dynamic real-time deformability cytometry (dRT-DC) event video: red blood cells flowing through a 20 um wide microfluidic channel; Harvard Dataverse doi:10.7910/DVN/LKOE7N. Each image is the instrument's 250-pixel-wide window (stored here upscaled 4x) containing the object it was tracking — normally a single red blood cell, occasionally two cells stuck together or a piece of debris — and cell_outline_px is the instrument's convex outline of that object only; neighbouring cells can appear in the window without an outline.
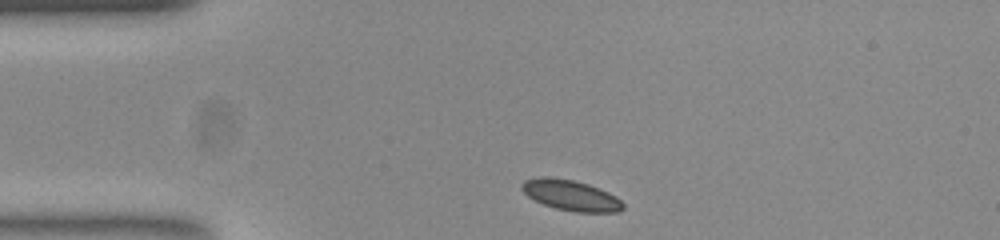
{"species": "common noctule bat (a hibernating species)", "species_latin": "Nyctalus noctula", "temperature_condition": "room temperature", "stored_images_in_passage": 35, "camera_frame_rate_fps": 3000, "um_per_image_px": 0.085, "animal": {"sex": "female", "body_mass_g": 23.0, "forearm_length_mm": 53.4}, "frame": {"image": 1, "passage_image": 1, "time_ms": 0.0, "image_size_px": [1000, 240], "cell_outline_px": [[624, 208], [616, 212], [576, 212], [556, 208], [544, 204], [528, 196], [520, 188], [520, 184], [524, 180], [544, 176], [548, 176], [572, 180], [588, 184], [608, 192], [616, 196], [624, 204]], "centroid_in_image_um": [48.51, 16.59], "position_along_channel_um": 36.5, "area_um2": 17.92}}
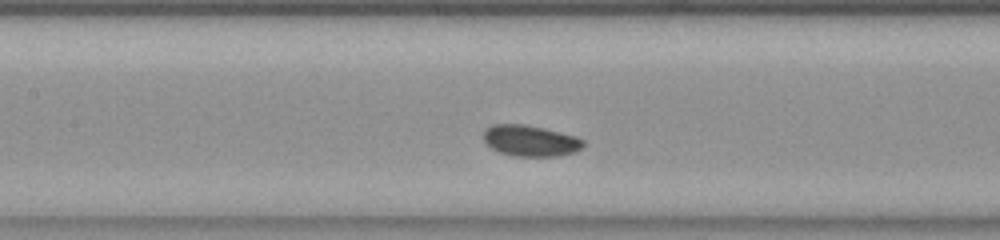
{"frame": {"image": 2, "passage_image": 14, "time_ms": 4.333, "image_size_px": [1000, 240], "cell_outline_px": [[584, 148], [576, 152], [556, 156], [516, 156], [500, 152], [492, 148], [484, 140], [484, 128], [492, 124], [524, 124], [544, 128], [576, 136], [584, 140]], "centroid_in_image_um": [45.11, 11.95], "position_along_channel_um": 162.3, "area_um2": 18.15}}
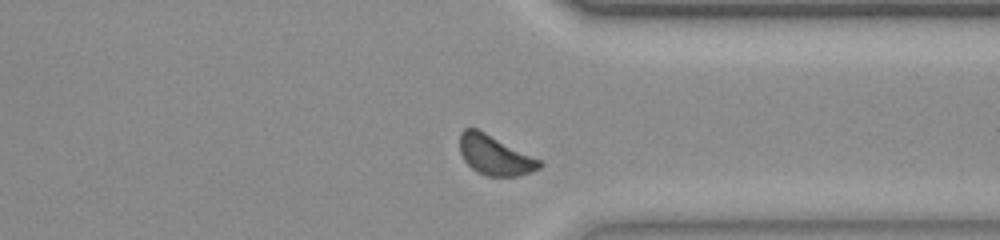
{"frame": {"image": 3, "passage_image": 31, "time_ms": 10.0, "image_size_px": [1000, 240], "cell_outline_px": [[544, 164], [540, 168], [532, 172], [520, 176], [488, 176], [476, 172], [464, 160], [460, 152], [460, 132], [464, 128], [476, 128], [540, 160]], "centroid_in_image_um": [42.05, 13.21], "position_along_channel_um": 369.3, "area_um2": 18.26}, "authors_computed_cell_mechanics": {"area_um2": 18.0914, "velocity_mm_per_s": 3.6909, "shape_relaxation_time_tau1_ms": 0.5414, "shape_relaxation_time_tau2_ms": null, "deformation_change_tau1": 0.0395, "deformation_change_tau2": null}}